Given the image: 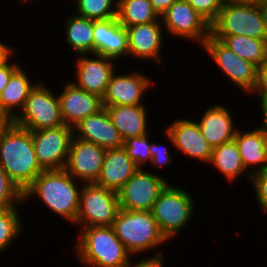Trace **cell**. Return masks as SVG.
I'll list each match as a JSON object with an SVG mask.
<instances>
[{"label": "cell", "mask_w": 267, "mask_h": 267, "mask_svg": "<svg viewBox=\"0 0 267 267\" xmlns=\"http://www.w3.org/2000/svg\"><path fill=\"white\" fill-rule=\"evenodd\" d=\"M0 166L23 192L44 171L35 154L31 131L12 123L0 136Z\"/></svg>", "instance_id": "1"}, {"label": "cell", "mask_w": 267, "mask_h": 267, "mask_svg": "<svg viewBox=\"0 0 267 267\" xmlns=\"http://www.w3.org/2000/svg\"><path fill=\"white\" fill-rule=\"evenodd\" d=\"M75 181L65 169L44 170L24 191V201L36 196L50 211L74 225L79 211L81 190Z\"/></svg>", "instance_id": "2"}, {"label": "cell", "mask_w": 267, "mask_h": 267, "mask_svg": "<svg viewBox=\"0 0 267 267\" xmlns=\"http://www.w3.org/2000/svg\"><path fill=\"white\" fill-rule=\"evenodd\" d=\"M80 231L74 250L84 267H130L133 264L131 253L113 226L83 227Z\"/></svg>", "instance_id": "3"}, {"label": "cell", "mask_w": 267, "mask_h": 267, "mask_svg": "<svg viewBox=\"0 0 267 267\" xmlns=\"http://www.w3.org/2000/svg\"><path fill=\"white\" fill-rule=\"evenodd\" d=\"M212 36L243 35L267 41V16L262 3L224 1L210 25Z\"/></svg>", "instance_id": "4"}, {"label": "cell", "mask_w": 267, "mask_h": 267, "mask_svg": "<svg viewBox=\"0 0 267 267\" xmlns=\"http://www.w3.org/2000/svg\"><path fill=\"white\" fill-rule=\"evenodd\" d=\"M113 228L131 255L153 250L168 242L151 211L120 209Z\"/></svg>", "instance_id": "5"}, {"label": "cell", "mask_w": 267, "mask_h": 267, "mask_svg": "<svg viewBox=\"0 0 267 267\" xmlns=\"http://www.w3.org/2000/svg\"><path fill=\"white\" fill-rule=\"evenodd\" d=\"M194 199L184 188L170 184L161 192L151 209L152 216L166 237L170 240L190 222L195 211Z\"/></svg>", "instance_id": "6"}, {"label": "cell", "mask_w": 267, "mask_h": 267, "mask_svg": "<svg viewBox=\"0 0 267 267\" xmlns=\"http://www.w3.org/2000/svg\"><path fill=\"white\" fill-rule=\"evenodd\" d=\"M36 83L26 99L23 109L13 123L31 132L64 125L60 114L58 93L41 81Z\"/></svg>", "instance_id": "7"}, {"label": "cell", "mask_w": 267, "mask_h": 267, "mask_svg": "<svg viewBox=\"0 0 267 267\" xmlns=\"http://www.w3.org/2000/svg\"><path fill=\"white\" fill-rule=\"evenodd\" d=\"M81 187L75 225L79 224L81 228L113 226L120 210L117 192L94 183L83 184Z\"/></svg>", "instance_id": "8"}, {"label": "cell", "mask_w": 267, "mask_h": 267, "mask_svg": "<svg viewBox=\"0 0 267 267\" xmlns=\"http://www.w3.org/2000/svg\"><path fill=\"white\" fill-rule=\"evenodd\" d=\"M169 181L139 168L117 191L119 207L131 211H151Z\"/></svg>", "instance_id": "9"}, {"label": "cell", "mask_w": 267, "mask_h": 267, "mask_svg": "<svg viewBox=\"0 0 267 267\" xmlns=\"http://www.w3.org/2000/svg\"><path fill=\"white\" fill-rule=\"evenodd\" d=\"M201 48L209 54L223 74H226L237 88H241L247 94L252 93L257 83L258 67L256 65L240 58L221 40L214 38L211 34Z\"/></svg>", "instance_id": "10"}, {"label": "cell", "mask_w": 267, "mask_h": 267, "mask_svg": "<svg viewBox=\"0 0 267 267\" xmlns=\"http://www.w3.org/2000/svg\"><path fill=\"white\" fill-rule=\"evenodd\" d=\"M73 132L67 125L31 132L35 154L44 170L65 169Z\"/></svg>", "instance_id": "11"}, {"label": "cell", "mask_w": 267, "mask_h": 267, "mask_svg": "<svg viewBox=\"0 0 267 267\" xmlns=\"http://www.w3.org/2000/svg\"><path fill=\"white\" fill-rule=\"evenodd\" d=\"M160 18L173 37L196 40L202 46L210 35V24L186 0L174 2Z\"/></svg>", "instance_id": "12"}, {"label": "cell", "mask_w": 267, "mask_h": 267, "mask_svg": "<svg viewBox=\"0 0 267 267\" xmlns=\"http://www.w3.org/2000/svg\"><path fill=\"white\" fill-rule=\"evenodd\" d=\"M105 153L106 149L101 146L73 135L65 170L80 182L79 186L95 183L99 177Z\"/></svg>", "instance_id": "13"}, {"label": "cell", "mask_w": 267, "mask_h": 267, "mask_svg": "<svg viewBox=\"0 0 267 267\" xmlns=\"http://www.w3.org/2000/svg\"><path fill=\"white\" fill-rule=\"evenodd\" d=\"M168 140L177 151L182 152L190 159L209 163L213 147L203 137L199 125L192 119H176L165 129Z\"/></svg>", "instance_id": "14"}, {"label": "cell", "mask_w": 267, "mask_h": 267, "mask_svg": "<svg viewBox=\"0 0 267 267\" xmlns=\"http://www.w3.org/2000/svg\"><path fill=\"white\" fill-rule=\"evenodd\" d=\"M88 55H79L76 60V81L71 82L77 87L103 98L109 80L116 70L114 59L95 53L92 54L95 58H90Z\"/></svg>", "instance_id": "15"}, {"label": "cell", "mask_w": 267, "mask_h": 267, "mask_svg": "<svg viewBox=\"0 0 267 267\" xmlns=\"http://www.w3.org/2000/svg\"><path fill=\"white\" fill-rule=\"evenodd\" d=\"M152 84V79L143 73L132 71V73H121L116 71L112 75L102 98L103 106L114 105H141L147 89Z\"/></svg>", "instance_id": "16"}, {"label": "cell", "mask_w": 267, "mask_h": 267, "mask_svg": "<svg viewBox=\"0 0 267 267\" xmlns=\"http://www.w3.org/2000/svg\"><path fill=\"white\" fill-rule=\"evenodd\" d=\"M58 98L62 121L72 128L103 108L102 98L77 87L71 81L64 84V90L58 93Z\"/></svg>", "instance_id": "17"}, {"label": "cell", "mask_w": 267, "mask_h": 267, "mask_svg": "<svg viewBox=\"0 0 267 267\" xmlns=\"http://www.w3.org/2000/svg\"><path fill=\"white\" fill-rule=\"evenodd\" d=\"M163 28L161 19L127 27L128 55L139 60L149 59L162 63Z\"/></svg>", "instance_id": "18"}, {"label": "cell", "mask_w": 267, "mask_h": 267, "mask_svg": "<svg viewBox=\"0 0 267 267\" xmlns=\"http://www.w3.org/2000/svg\"><path fill=\"white\" fill-rule=\"evenodd\" d=\"M73 131L76 138L93 142L106 150L123 146V140L105 107L81 120Z\"/></svg>", "instance_id": "19"}, {"label": "cell", "mask_w": 267, "mask_h": 267, "mask_svg": "<svg viewBox=\"0 0 267 267\" xmlns=\"http://www.w3.org/2000/svg\"><path fill=\"white\" fill-rule=\"evenodd\" d=\"M94 53L114 59L128 55V35L117 17L93 20Z\"/></svg>", "instance_id": "20"}, {"label": "cell", "mask_w": 267, "mask_h": 267, "mask_svg": "<svg viewBox=\"0 0 267 267\" xmlns=\"http://www.w3.org/2000/svg\"><path fill=\"white\" fill-rule=\"evenodd\" d=\"M138 169L123 146L107 149L99 177L94 184L117 192Z\"/></svg>", "instance_id": "21"}, {"label": "cell", "mask_w": 267, "mask_h": 267, "mask_svg": "<svg viewBox=\"0 0 267 267\" xmlns=\"http://www.w3.org/2000/svg\"><path fill=\"white\" fill-rule=\"evenodd\" d=\"M222 104H214L203 113L198 123L207 142L214 148L234 140L238 128L233 123V115Z\"/></svg>", "instance_id": "22"}, {"label": "cell", "mask_w": 267, "mask_h": 267, "mask_svg": "<svg viewBox=\"0 0 267 267\" xmlns=\"http://www.w3.org/2000/svg\"><path fill=\"white\" fill-rule=\"evenodd\" d=\"M240 130L236 131L234 140L246 171L253 175L265 170L267 168V143L263 128L258 125L252 131L242 132Z\"/></svg>", "instance_id": "23"}, {"label": "cell", "mask_w": 267, "mask_h": 267, "mask_svg": "<svg viewBox=\"0 0 267 267\" xmlns=\"http://www.w3.org/2000/svg\"><path fill=\"white\" fill-rule=\"evenodd\" d=\"M106 108L113 125L117 128L122 140L148 133V114L145 105H114Z\"/></svg>", "instance_id": "24"}, {"label": "cell", "mask_w": 267, "mask_h": 267, "mask_svg": "<svg viewBox=\"0 0 267 267\" xmlns=\"http://www.w3.org/2000/svg\"><path fill=\"white\" fill-rule=\"evenodd\" d=\"M35 85V83H31V79H29L23 67H20L10 77L9 82L0 94V108L14 119L23 109L26 99ZM16 110H18V113Z\"/></svg>", "instance_id": "25"}, {"label": "cell", "mask_w": 267, "mask_h": 267, "mask_svg": "<svg viewBox=\"0 0 267 267\" xmlns=\"http://www.w3.org/2000/svg\"><path fill=\"white\" fill-rule=\"evenodd\" d=\"M64 39L76 54H94L93 20L74 14L67 17Z\"/></svg>", "instance_id": "26"}, {"label": "cell", "mask_w": 267, "mask_h": 267, "mask_svg": "<svg viewBox=\"0 0 267 267\" xmlns=\"http://www.w3.org/2000/svg\"><path fill=\"white\" fill-rule=\"evenodd\" d=\"M208 164H212L230 182L236 180L243 173L249 179L251 178L250 173L243 166L242 157L235 140L214 147Z\"/></svg>", "instance_id": "27"}, {"label": "cell", "mask_w": 267, "mask_h": 267, "mask_svg": "<svg viewBox=\"0 0 267 267\" xmlns=\"http://www.w3.org/2000/svg\"><path fill=\"white\" fill-rule=\"evenodd\" d=\"M221 40L240 58L252 62L257 67L267 61V41L243 35L213 36Z\"/></svg>", "instance_id": "28"}, {"label": "cell", "mask_w": 267, "mask_h": 267, "mask_svg": "<svg viewBox=\"0 0 267 267\" xmlns=\"http://www.w3.org/2000/svg\"><path fill=\"white\" fill-rule=\"evenodd\" d=\"M117 19L124 27L154 22L160 19L149 0H118Z\"/></svg>", "instance_id": "29"}, {"label": "cell", "mask_w": 267, "mask_h": 267, "mask_svg": "<svg viewBox=\"0 0 267 267\" xmlns=\"http://www.w3.org/2000/svg\"><path fill=\"white\" fill-rule=\"evenodd\" d=\"M76 1V15L91 20L116 18L118 0H73ZM115 6V8H113Z\"/></svg>", "instance_id": "30"}, {"label": "cell", "mask_w": 267, "mask_h": 267, "mask_svg": "<svg viewBox=\"0 0 267 267\" xmlns=\"http://www.w3.org/2000/svg\"><path fill=\"white\" fill-rule=\"evenodd\" d=\"M22 225L17 207L0 209V253L20 236Z\"/></svg>", "instance_id": "31"}, {"label": "cell", "mask_w": 267, "mask_h": 267, "mask_svg": "<svg viewBox=\"0 0 267 267\" xmlns=\"http://www.w3.org/2000/svg\"><path fill=\"white\" fill-rule=\"evenodd\" d=\"M148 134L130 137L123 141V147L138 168H143L144 164L151 162L152 159Z\"/></svg>", "instance_id": "32"}, {"label": "cell", "mask_w": 267, "mask_h": 267, "mask_svg": "<svg viewBox=\"0 0 267 267\" xmlns=\"http://www.w3.org/2000/svg\"><path fill=\"white\" fill-rule=\"evenodd\" d=\"M24 202V192L16 185L0 166V209L17 207Z\"/></svg>", "instance_id": "33"}, {"label": "cell", "mask_w": 267, "mask_h": 267, "mask_svg": "<svg viewBox=\"0 0 267 267\" xmlns=\"http://www.w3.org/2000/svg\"><path fill=\"white\" fill-rule=\"evenodd\" d=\"M225 0H187L210 25L216 20Z\"/></svg>", "instance_id": "34"}, {"label": "cell", "mask_w": 267, "mask_h": 267, "mask_svg": "<svg viewBox=\"0 0 267 267\" xmlns=\"http://www.w3.org/2000/svg\"><path fill=\"white\" fill-rule=\"evenodd\" d=\"M250 184L254 187L258 205L267 213V168L251 175Z\"/></svg>", "instance_id": "35"}, {"label": "cell", "mask_w": 267, "mask_h": 267, "mask_svg": "<svg viewBox=\"0 0 267 267\" xmlns=\"http://www.w3.org/2000/svg\"><path fill=\"white\" fill-rule=\"evenodd\" d=\"M252 94L259 96L261 106L267 105V61L257 69V83Z\"/></svg>", "instance_id": "36"}, {"label": "cell", "mask_w": 267, "mask_h": 267, "mask_svg": "<svg viewBox=\"0 0 267 267\" xmlns=\"http://www.w3.org/2000/svg\"><path fill=\"white\" fill-rule=\"evenodd\" d=\"M149 151L152 157L150 164L155 165V167L159 168L163 165H168L173 160L167 149L161 144H157L152 141Z\"/></svg>", "instance_id": "37"}, {"label": "cell", "mask_w": 267, "mask_h": 267, "mask_svg": "<svg viewBox=\"0 0 267 267\" xmlns=\"http://www.w3.org/2000/svg\"><path fill=\"white\" fill-rule=\"evenodd\" d=\"M21 67L16 63H7L0 67V94L6 87L10 77Z\"/></svg>", "instance_id": "38"}, {"label": "cell", "mask_w": 267, "mask_h": 267, "mask_svg": "<svg viewBox=\"0 0 267 267\" xmlns=\"http://www.w3.org/2000/svg\"><path fill=\"white\" fill-rule=\"evenodd\" d=\"M163 254L162 251L157 252V254L155 253V255H153V257H148L145 259H141V261L138 260V262H134L130 267H164L163 264Z\"/></svg>", "instance_id": "39"}, {"label": "cell", "mask_w": 267, "mask_h": 267, "mask_svg": "<svg viewBox=\"0 0 267 267\" xmlns=\"http://www.w3.org/2000/svg\"><path fill=\"white\" fill-rule=\"evenodd\" d=\"M153 6V9L161 17L167 9L177 0H149Z\"/></svg>", "instance_id": "40"}, {"label": "cell", "mask_w": 267, "mask_h": 267, "mask_svg": "<svg viewBox=\"0 0 267 267\" xmlns=\"http://www.w3.org/2000/svg\"><path fill=\"white\" fill-rule=\"evenodd\" d=\"M13 51L14 49H12V47L9 45L7 46V44H4L0 40V67L10 62L14 54Z\"/></svg>", "instance_id": "41"}, {"label": "cell", "mask_w": 267, "mask_h": 267, "mask_svg": "<svg viewBox=\"0 0 267 267\" xmlns=\"http://www.w3.org/2000/svg\"><path fill=\"white\" fill-rule=\"evenodd\" d=\"M13 119L0 108V136L12 125Z\"/></svg>", "instance_id": "42"}, {"label": "cell", "mask_w": 267, "mask_h": 267, "mask_svg": "<svg viewBox=\"0 0 267 267\" xmlns=\"http://www.w3.org/2000/svg\"><path fill=\"white\" fill-rule=\"evenodd\" d=\"M262 109H261V112H262V115L263 116V120H262V123L260 124V126L263 128L265 134H267V105L266 106H260Z\"/></svg>", "instance_id": "43"}, {"label": "cell", "mask_w": 267, "mask_h": 267, "mask_svg": "<svg viewBox=\"0 0 267 267\" xmlns=\"http://www.w3.org/2000/svg\"><path fill=\"white\" fill-rule=\"evenodd\" d=\"M231 2H243V3H262V0H228Z\"/></svg>", "instance_id": "44"}, {"label": "cell", "mask_w": 267, "mask_h": 267, "mask_svg": "<svg viewBox=\"0 0 267 267\" xmlns=\"http://www.w3.org/2000/svg\"><path fill=\"white\" fill-rule=\"evenodd\" d=\"M262 5L264 7V10H265V13H266V16H267V0H262Z\"/></svg>", "instance_id": "45"}, {"label": "cell", "mask_w": 267, "mask_h": 267, "mask_svg": "<svg viewBox=\"0 0 267 267\" xmlns=\"http://www.w3.org/2000/svg\"><path fill=\"white\" fill-rule=\"evenodd\" d=\"M28 1H29V2H32V1H36V0H25L26 3H27Z\"/></svg>", "instance_id": "46"}, {"label": "cell", "mask_w": 267, "mask_h": 267, "mask_svg": "<svg viewBox=\"0 0 267 267\" xmlns=\"http://www.w3.org/2000/svg\"><path fill=\"white\" fill-rule=\"evenodd\" d=\"M20 1H21L20 4H21V3H23V4L25 3V0H20Z\"/></svg>", "instance_id": "47"}]
</instances>
